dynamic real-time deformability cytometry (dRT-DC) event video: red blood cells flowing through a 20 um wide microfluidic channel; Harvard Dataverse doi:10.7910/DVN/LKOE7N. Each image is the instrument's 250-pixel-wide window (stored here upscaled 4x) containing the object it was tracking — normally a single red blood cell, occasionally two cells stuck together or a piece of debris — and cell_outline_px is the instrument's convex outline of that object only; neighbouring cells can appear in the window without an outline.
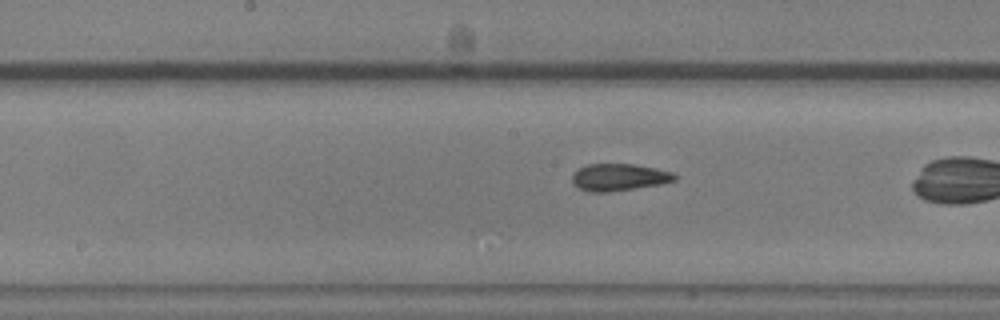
{"species": "common noctule bat (a hibernating species)", "species_latin": "Nyctalus noctula", "temperature_condition": "warm", "stored_images_in_passage": 25, "camera_frame_rate_fps": 3000, "um_per_image_px": 0.085, "animal": {"sex": "male", "body_mass_g": 20.5, "forearm_length_mm": 52.5}, "frame": {"image": 1, "passage_image": 22, "time_ms": 7.0, "image_size_px": [1000, 320], "cell_outline_px": [[676, 180], [660, 184], [608, 192], [588, 192], [580, 188], [572, 180], [572, 176], [580, 168], [588, 164], [636, 164], [656, 168], [672, 172], [676, 176]], "centroid_in_image_um": [52.64, 15.06], "position_along_channel_um": 195.6, "area_um2": 15.95}}